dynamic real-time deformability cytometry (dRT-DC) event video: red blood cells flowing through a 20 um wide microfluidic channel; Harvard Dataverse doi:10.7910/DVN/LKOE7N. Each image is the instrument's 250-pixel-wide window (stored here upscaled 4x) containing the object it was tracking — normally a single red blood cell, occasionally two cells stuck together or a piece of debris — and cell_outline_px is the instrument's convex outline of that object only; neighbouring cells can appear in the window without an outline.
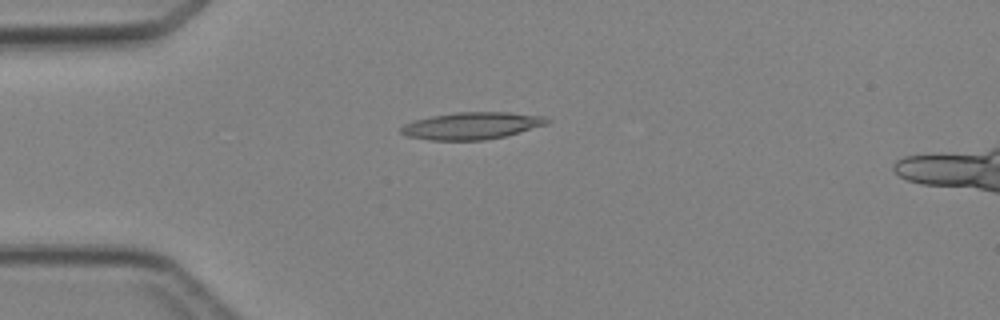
{"species": "Egyptian fruit bat (a non-hibernating species)", "species_latin": "Rousettus aegyptiacus", "temperature_condition": "cold", "stored_images_in_passage": 4, "camera_frame_rate_fps": 3000, "um_per_image_px": 0.085, "animal": {"sex": "female"}, "frame": {"image": 1, "passage_image": 4, "time_ms": 3.667, "image_size_px": [1000, 320], "cell_outline_px": [[552, 120], [548, 124], [504, 136], [484, 140], [428, 140], [408, 136], [400, 132], [400, 128], [404, 124], [412, 120], [432, 116], [456, 112], [508, 112], [544, 116]], "centroid_in_image_um": [40.09, 10.68], "position_along_channel_um": 44.9, "area_um2": 23.06}}